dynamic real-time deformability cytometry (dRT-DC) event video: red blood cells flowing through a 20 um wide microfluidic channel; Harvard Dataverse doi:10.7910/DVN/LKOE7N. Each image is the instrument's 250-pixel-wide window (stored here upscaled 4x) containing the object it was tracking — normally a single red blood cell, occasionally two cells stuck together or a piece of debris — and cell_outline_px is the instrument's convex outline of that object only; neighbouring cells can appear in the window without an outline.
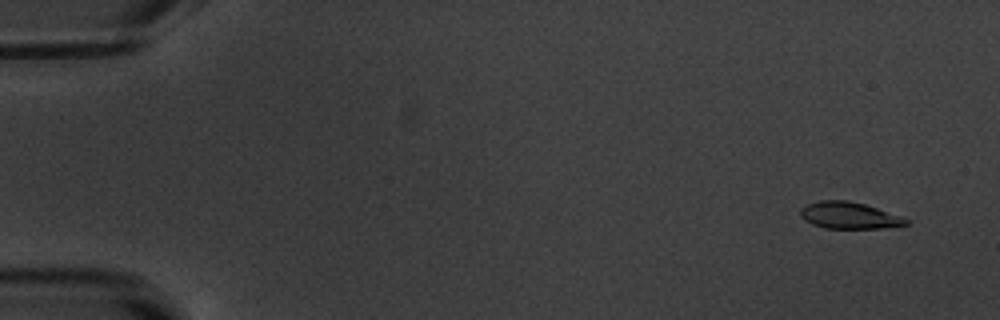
{"species": "common noctule bat (a hibernating species)", "species_latin": "Nyctalus noctula", "temperature_condition": "warm", "stored_images_in_passage": 54, "camera_frame_rate_fps": 3000, "um_per_image_px": 0.085, "animal": {"sex": "male", "body_mass_g": 20.1, "forearm_length_mm": 53.5}, "frame": {"image": 1, "passage_image": 4, "time_ms": 1.0, "image_size_px": [1000, 320], "cell_outline_px": [[908, 224], [884, 228], [824, 228], [812, 224], [800, 216], [800, 208], [808, 204], [820, 200], [848, 200], [864, 204], [904, 216], [908, 220]], "centroid_in_image_um": [72.19, 18.31], "position_along_channel_um": 12.8, "area_um2": 16.47}}
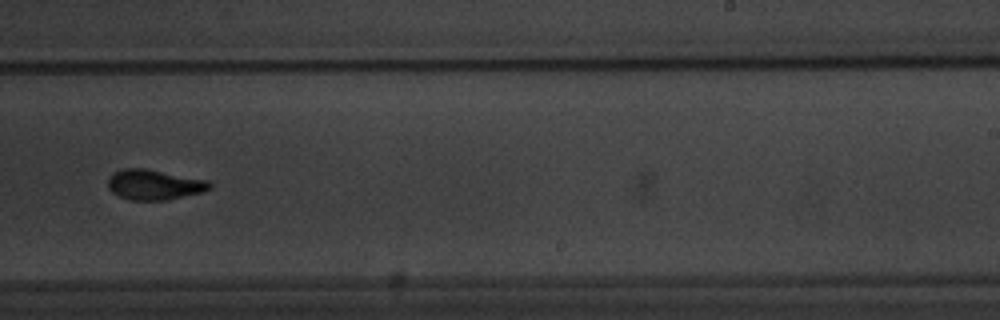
{"frame": {"image": 2, "passage_image": 35, "time_ms": 11.333, "image_size_px": [1000, 320], "cell_outline_px": [[212, 188], [204, 192], [168, 200], [128, 200], [112, 192], [108, 188], [108, 176], [112, 172], [124, 168], [144, 168], [208, 180], [212, 184]], "centroid_in_image_um": [13.11, 15.7], "position_along_channel_um": 275.9, "area_um2": 18.15}}
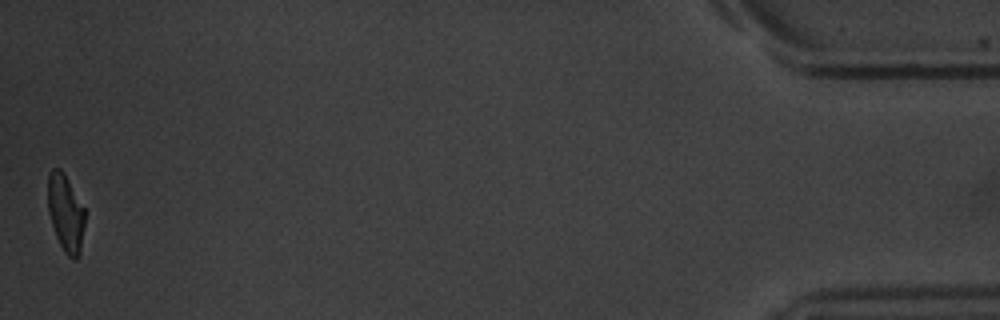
{"frame": {"image": 3, "passage_image": 54, "time_ms": 17.667, "image_size_px": [1000, 320], "cell_outline_px": [[84, 224], [80, 252], [76, 260], [72, 260], [64, 252], [56, 236], [48, 212], [48, 176], [52, 168], [60, 168], [64, 172], [84, 208]], "centroid_in_image_um": [5.57, 18.1], "position_along_channel_um": 429.6, "area_um2": 16.59}, "authors_computed_cell_mechanics": {"area_um2": 17.7157, "velocity_mm_per_s": 3.8169, "shape_relaxation_time_tau1_ms": 3.4994, "shape_relaxation_time_tau2_ms": 2.045, "deformation_change_tau1": 0.1627, "deformation_change_tau2": 0.0721}}